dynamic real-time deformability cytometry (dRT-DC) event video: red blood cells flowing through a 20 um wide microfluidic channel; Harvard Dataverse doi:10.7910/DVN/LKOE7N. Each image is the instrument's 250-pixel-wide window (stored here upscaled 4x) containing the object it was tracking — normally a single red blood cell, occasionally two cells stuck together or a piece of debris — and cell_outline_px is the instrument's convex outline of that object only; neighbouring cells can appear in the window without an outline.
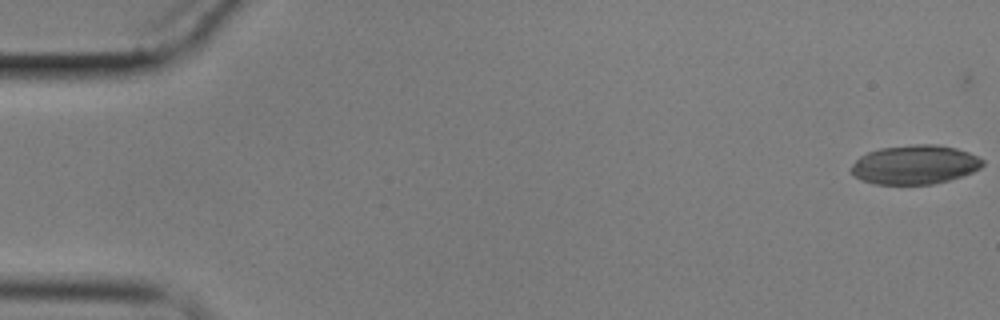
{"species": "common noctule bat (a hibernating species)", "species_latin": "Nyctalus noctula", "temperature_condition": "cold", "stored_images_in_passage": 62, "camera_frame_rate_fps": 3000, "um_per_image_px": 0.085, "animal": {"sex": "male", "body_mass_g": 17.9}, "frame": {"image": 1, "passage_image": 2, "time_ms": 0.333, "image_size_px": [1000, 320], "cell_outline_px": [[984, 164], [980, 168], [972, 172], [948, 180], [932, 184], [876, 184], [860, 180], [852, 176], [848, 172], [852, 164], [860, 156], [868, 152], [880, 148], [916, 144], [936, 144], [956, 148], [968, 152], [984, 160]], "centroid_in_image_um": [77.71, 14.0], "position_along_channel_um": 7.3, "area_um2": 30.06}}
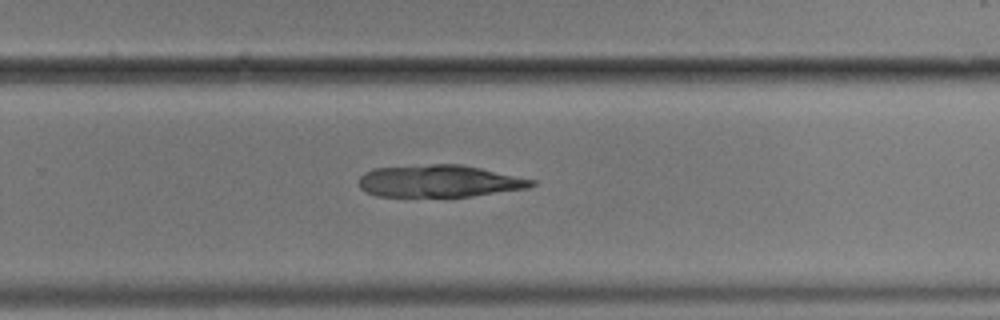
{"frame": {"image": 2, "passage_image": 41, "time_ms": 13.333, "image_size_px": [1000, 320], "cell_outline_px": [[536, 184], [528, 188], [472, 196], [376, 196], [364, 192], [360, 188], [360, 176], [364, 172], [372, 168], [432, 164], [460, 164], [480, 168], [536, 180]], "centroid_in_image_um": [37.32, 15.39], "position_along_channel_um": 292.5, "area_um2": 32.31}}
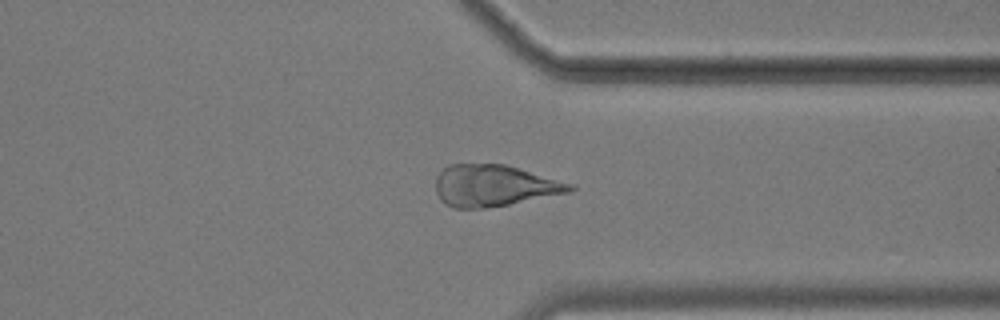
{"frame": {"image": 3, "passage_image": 48, "time_ms": 15.667, "image_size_px": [1000, 320], "cell_outline_px": [[576, 188], [568, 192], [488, 208], [452, 208], [444, 204], [440, 200], [436, 192], [436, 176], [448, 164], [504, 164], [576, 184]], "centroid_in_image_um": [41.98, 15.78], "position_along_channel_um": 369.4, "area_um2": 32.48}}